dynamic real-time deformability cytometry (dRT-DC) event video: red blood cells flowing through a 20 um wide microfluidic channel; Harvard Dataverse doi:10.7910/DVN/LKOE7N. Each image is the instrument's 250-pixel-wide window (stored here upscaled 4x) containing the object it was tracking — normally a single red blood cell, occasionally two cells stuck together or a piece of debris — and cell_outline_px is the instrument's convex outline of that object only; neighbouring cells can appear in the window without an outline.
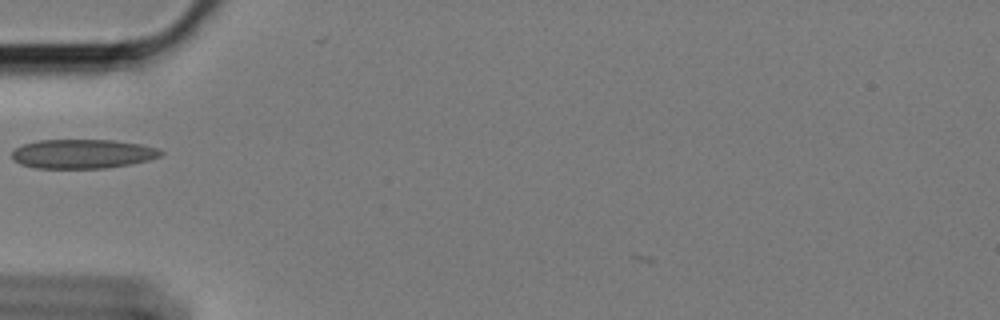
{"species": "Egyptian fruit bat (a non-hibernating species)", "species_latin": "Rousettus aegyptiacus", "temperature_condition": "cold", "stored_images_in_passage": 37, "camera_frame_rate_fps": 3000, "um_per_image_px": 0.085, "animal": {"sex": "female"}, "frame": {"image": 1, "passage_image": 2, "time_ms": 0.333, "image_size_px": [1000, 320], "cell_outline_px": [[164, 152], [160, 156], [148, 160], [132, 164], [104, 168], [36, 168], [20, 164], [12, 160], [12, 152], [16, 148], [24, 144], [36, 140], [112, 140], [140, 144], [160, 148]], "centroid_in_image_um": [7.02, 13.08], "position_along_channel_um": 78.0, "area_um2": 25.43}}
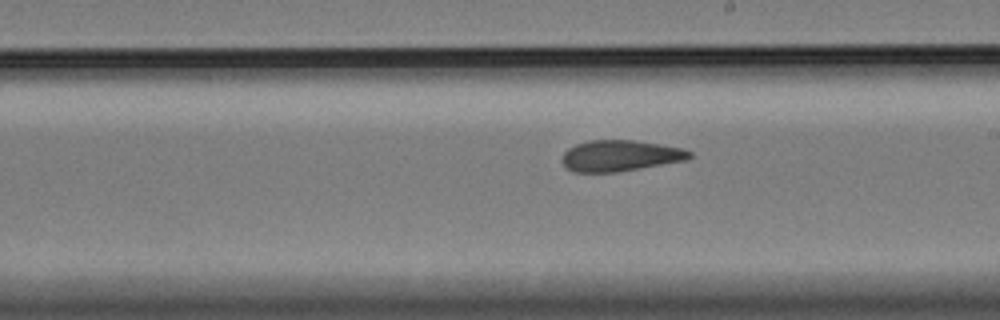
{"frame": {"image": 2, "passage_image": 16, "time_ms": 5.0, "image_size_px": [1000, 320], "cell_outline_px": [[692, 156], [688, 160], [616, 172], [572, 172], [560, 160], [564, 152], [568, 148], [576, 144], [588, 140], [632, 140], [660, 144], [684, 148], [692, 152]], "centroid_in_image_um": [52.72, 13.23], "position_along_channel_um": 236.3, "area_um2": 23.18}}
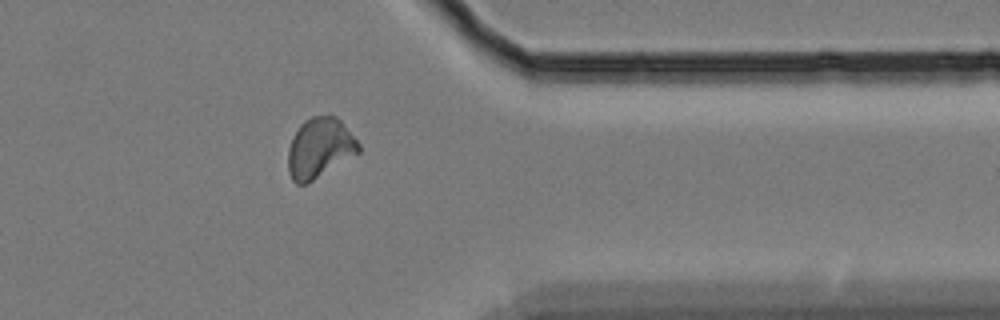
{"frame": {"image": 3, "passage_image": 30, "time_ms": 9.667, "image_size_px": [1000, 320], "cell_outline_px": [[360, 152], [312, 180], [304, 184], [296, 184], [292, 180], [288, 172], [288, 148], [292, 136], [300, 124], [304, 120], [312, 116], [336, 116], [340, 120], [360, 144]], "centroid_in_image_um": [27.14, 12.57], "position_along_channel_um": 384.3, "area_um2": 24.51}}